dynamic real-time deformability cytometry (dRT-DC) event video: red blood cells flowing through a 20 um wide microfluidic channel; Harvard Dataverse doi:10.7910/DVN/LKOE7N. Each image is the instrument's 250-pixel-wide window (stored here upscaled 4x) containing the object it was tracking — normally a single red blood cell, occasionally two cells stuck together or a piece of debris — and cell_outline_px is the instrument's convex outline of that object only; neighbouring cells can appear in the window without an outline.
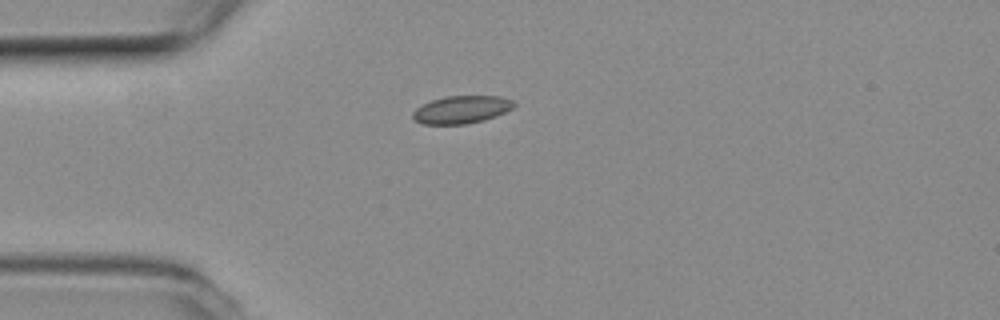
{"species": "common noctule bat (a hibernating species)", "species_latin": "Nyctalus noctula", "temperature_condition": "room temperature", "stored_images_in_passage": 30, "camera_frame_rate_fps": 3000, "um_per_image_px": 0.085, "animal": {"sex": "female", "body_mass_g": 19.3, "forearm_length_mm": 54.1}, "frame": {"image": 1, "passage_image": 1, "time_ms": 0.0, "image_size_px": [1000, 320], "cell_outline_px": [[516, 104], [512, 108], [496, 116], [484, 120], [464, 124], [424, 124], [416, 120], [412, 116], [412, 112], [416, 108], [432, 100], [444, 96], [500, 96], [512, 100]], "centroid_in_image_um": [39.23, 9.31], "position_along_channel_um": 45.8, "area_um2": 16.18}}
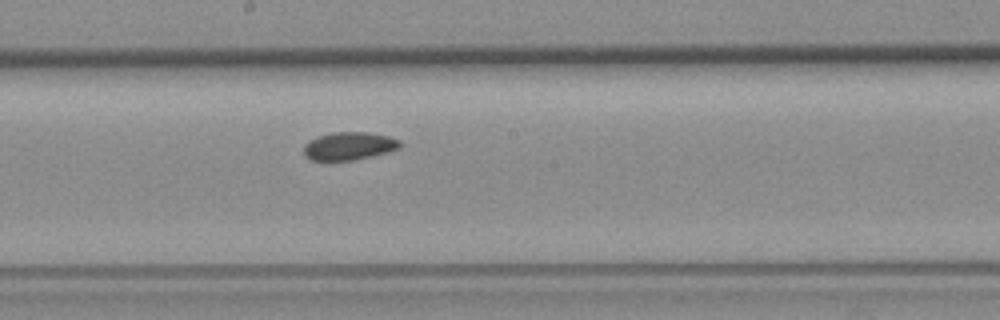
{"frame": {"image": 2, "passage_image": 16, "time_ms": 5.0, "image_size_px": [1000, 320], "cell_outline_px": [[400, 148], [388, 152], [352, 160], [312, 160], [304, 156], [304, 144], [320, 136], [332, 132], [368, 132], [388, 136], [400, 140]], "centroid_in_image_um": [29.68, 12.41], "position_along_channel_um": 218.5, "area_um2": 15.49}}
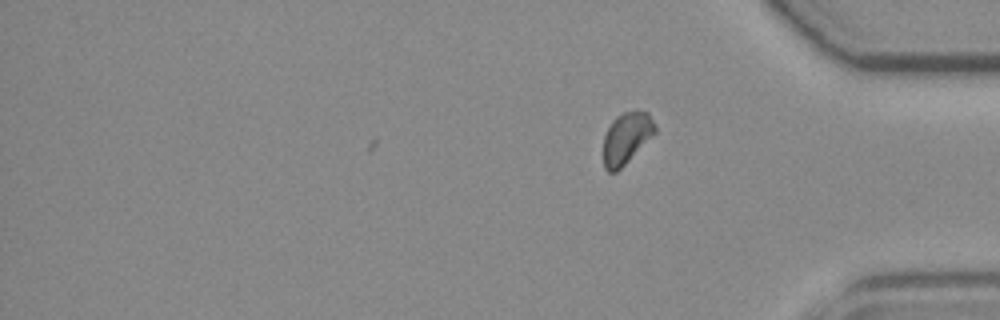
{"frame": {"image": 3, "passage_image": 30, "time_ms": 9.667, "image_size_px": [1000, 320], "cell_outline_px": [[656, 132], [616, 172], [608, 172], [604, 168], [604, 136], [612, 120], [616, 116], [624, 112], [636, 108], [648, 112], [656, 128]], "centroid_in_image_um": [53.24, 11.68], "position_along_channel_um": 382.0, "area_um2": 15.37}}